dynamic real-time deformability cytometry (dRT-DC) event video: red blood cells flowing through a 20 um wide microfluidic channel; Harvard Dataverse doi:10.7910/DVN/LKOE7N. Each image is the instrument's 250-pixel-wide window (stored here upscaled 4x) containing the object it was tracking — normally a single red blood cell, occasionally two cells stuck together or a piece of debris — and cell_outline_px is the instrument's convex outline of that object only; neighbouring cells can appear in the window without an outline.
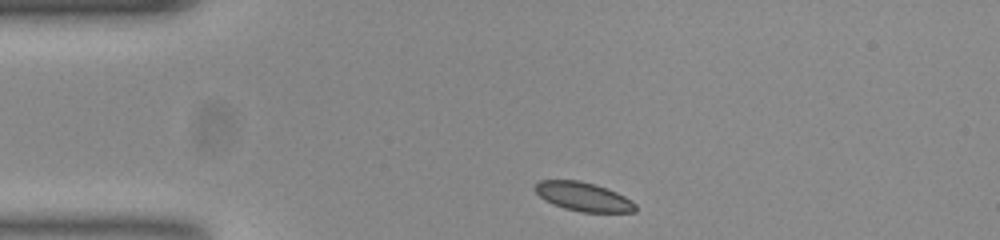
{"species": "common noctule bat (a hibernating species)", "species_latin": "Nyctalus noctula", "temperature_condition": "room temperature", "stored_images_in_passage": 36, "camera_frame_rate_fps": 3000, "um_per_image_px": 0.085, "animal": {"sex": "female", "body_mass_g": 23.0, "forearm_length_mm": 53.4}, "frame": {"image": 1, "passage_image": 1, "time_ms": 0.0, "image_size_px": [1000, 240], "cell_outline_px": [[636, 212], [580, 212], [564, 208], [552, 204], [544, 200], [532, 188], [540, 180], [580, 180], [608, 188], [632, 200], [636, 204]], "centroid_in_image_um": [49.58, 16.71], "position_along_channel_um": 35.4, "area_um2": 17.05}}
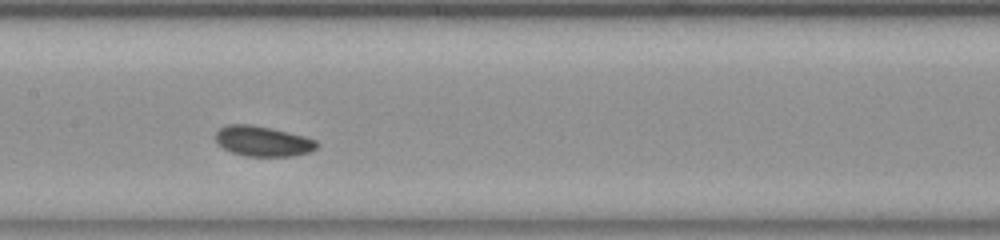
{"frame": {"image": 2, "passage_image": 16, "time_ms": 5.0, "image_size_px": [1000, 240], "cell_outline_px": [[320, 144], [312, 152], [296, 156], [244, 156], [232, 152], [224, 148], [216, 140], [216, 132], [220, 128], [228, 124], [248, 124], [272, 128], [304, 136], [316, 140]], "centroid_in_image_um": [22.39, 12.01], "position_along_channel_um": 185.0, "area_um2": 17.92}}
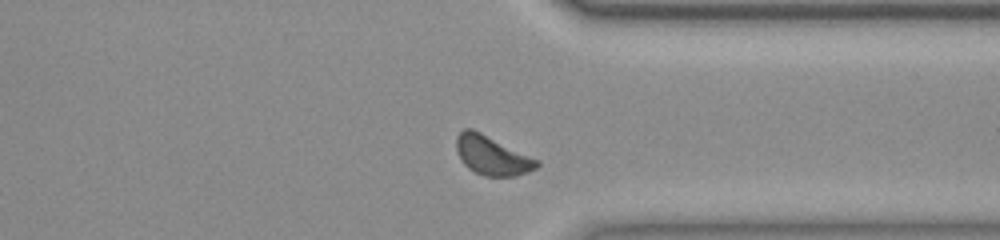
{"frame": {"image": 3, "passage_image": 31, "time_ms": 10.0, "image_size_px": [1000, 240], "cell_outline_px": [[540, 164], [536, 168], [528, 172], [516, 176], [484, 176], [468, 168], [464, 164], [456, 152], [456, 136], [464, 128], [472, 128], [540, 160]], "centroid_in_image_um": [41.82, 13.21], "position_along_channel_um": 369.6, "area_um2": 18.44}, "authors_computed_cell_mechanics": {"area_um2": 17.7735, "velocity_mm_per_s": 3.732, "shape_relaxation_time_tau1_ms": 1.0666, "shape_relaxation_time_tau2_ms": 4.8577, "deformation_change_tau1": 0.0578, "deformation_change_tau2": 0.0928}}